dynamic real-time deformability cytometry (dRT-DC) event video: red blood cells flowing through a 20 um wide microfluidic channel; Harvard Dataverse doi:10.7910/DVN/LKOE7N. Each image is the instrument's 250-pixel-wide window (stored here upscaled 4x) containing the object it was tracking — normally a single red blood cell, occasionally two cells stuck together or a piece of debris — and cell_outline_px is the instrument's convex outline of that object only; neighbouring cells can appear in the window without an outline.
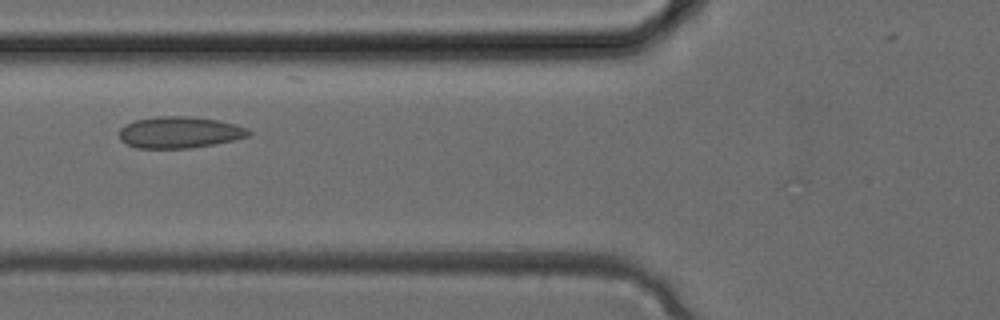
{"species": "common noctule bat (a hibernating species)", "species_latin": "Nyctalus noctula", "temperature_condition": "cold", "stored_images_in_passage": 5, "segment_of_instrument_passage": [1, 2], "camera_frame_rate_fps": 3000, "um_per_image_px": 0.085, "animal": {"sex": "female", "body_mass_g": 24.6, "forearm_length_mm": 56.2}, "frame": {"image": 1, "passage_image": 3, "time_ms": 0.667, "image_size_px": [1000, 320], "cell_outline_px": [[252, 132], [248, 136], [236, 140], [188, 148], [136, 148], [120, 140], [120, 128], [136, 120], [156, 116], [192, 116], [216, 120], [236, 124], [248, 128]], "centroid_in_image_um": [15.29, 11.24], "position_along_channel_um": 110.5, "area_um2": 23.7}}